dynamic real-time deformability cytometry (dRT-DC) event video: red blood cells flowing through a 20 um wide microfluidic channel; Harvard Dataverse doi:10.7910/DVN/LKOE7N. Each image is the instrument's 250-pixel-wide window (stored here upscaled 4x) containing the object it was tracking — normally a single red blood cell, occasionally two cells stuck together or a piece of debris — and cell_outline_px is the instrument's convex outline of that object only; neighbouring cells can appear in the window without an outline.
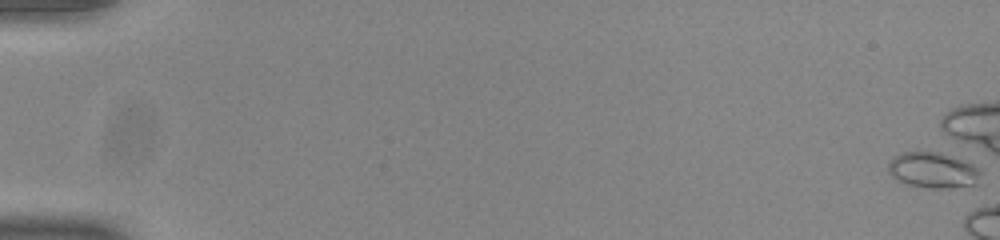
{"species": "common noctule bat (a hibernating species)", "species_latin": "Nyctalus noctula", "temperature_condition": "room temperature", "stored_images_in_passage": 1, "camera_frame_rate_fps": 3000, "um_per_image_px": 0.085, "animal": {"sex": "male", "body_mass_g": 20.0, "forearm_length_mm": 53.3}, "frame": {"image": 1, "passage_image": 1, "time_ms": 0.0, "image_size_px": [1000, 240], "cell_outline_px": [[984, 184], [948, 188], [928, 188], [908, 184], [892, 176], [888, 172], [888, 164], [892, 156], [916, 148], [940, 152], [956, 156], [980, 168], [984, 172]], "centroid_in_image_um": [79.41, 14.43], "position_along_channel_um": 5.6, "area_um2": 20.46}}